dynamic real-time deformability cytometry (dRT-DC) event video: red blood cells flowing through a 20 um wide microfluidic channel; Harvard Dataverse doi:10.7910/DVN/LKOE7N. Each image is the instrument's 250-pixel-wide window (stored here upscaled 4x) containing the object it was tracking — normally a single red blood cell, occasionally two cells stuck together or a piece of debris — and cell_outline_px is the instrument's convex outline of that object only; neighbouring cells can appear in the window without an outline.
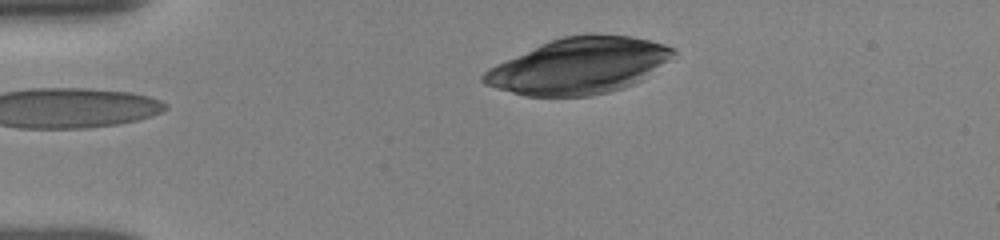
{"species": "human", "species_latin": "Homo sapiens", "temperature_condition": "room temperature", "stored_images_in_passage": 3, "camera_frame_rate_fps": 3000, "um_per_image_px": 0.085, "donor": {"sex": "female"}, "frame": {"image": 1, "passage_image": 3, "time_ms": 2.0, "image_size_px": [1000, 240], "cell_outline_px": [[676, 52], [668, 60], [640, 80], [624, 88], [608, 92], [588, 96], [528, 96], [496, 88], [484, 84], [480, 80], [480, 76], [488, 68], [496, 64], [540, 44], [564, 36], [632, 36], [664, 44], [676, 48]], "centroid_in_image_um": [49.17, 5.62], "position_along_channel_um": 35.8, "area_um2": 60.81}}